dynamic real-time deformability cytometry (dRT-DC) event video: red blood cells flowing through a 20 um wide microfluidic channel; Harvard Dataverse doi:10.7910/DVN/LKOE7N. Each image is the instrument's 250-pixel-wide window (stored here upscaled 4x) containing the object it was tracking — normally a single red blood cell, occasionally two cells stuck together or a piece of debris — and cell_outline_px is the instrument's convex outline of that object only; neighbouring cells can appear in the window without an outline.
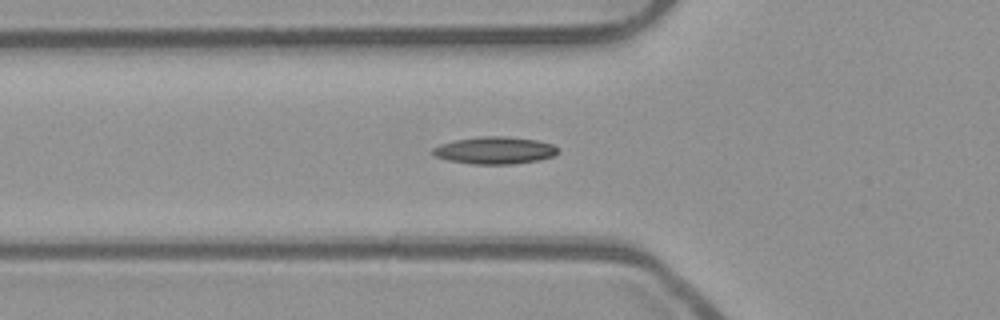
{"species": "common noctule bat (a hibernating species)", "species_latin": "Nyctalus noctula", "temperature_condition": "room temperature", "stored_images_in_passage": 48, "camera_frame_rate_fps": 3000, "um_per_image_px": 0.085, "animal": {"sex": "male", "body_mass_g": 23.1, "forearm_length_mm": 52.7}, "frame": {"image": 1, "passage_image": 14, "time_ms": 4.333, "image_size_px": [1000, 320], "cell_outline_px": [[560, 152], [552, 156], [540, 160], [512, 164], [472, 164], [448, 160], [432, 156], [432, 148], [440, 144], [456, 140], [484, 136], [504, 136], [536, 140], [552, 144]], "centroid_in_image_um": [42.03, 12.79], "position_along_channel_um": 83.8, "area_um2": 19.83}}
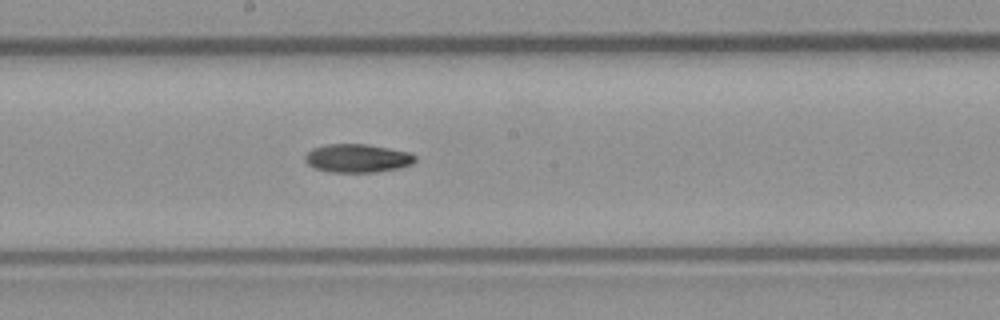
{"frame": {"image": 2, "passage_image": 24, "time_ms": 7.667, "image_size_px": [1000, 320], "cell_outline_px": [[416, 160], [412, 164], [396, 168], [376, 172], [328, 172], [316, 168], [308, 164], [304, 160], [304, 156], [312, 148], [328, 144], [364, 144], [388, 148], [408, 152], [416, 156]], "centroid_in_image_um": [30.35, 13.45], "position_along_channel_um": 217.8, "area_um2": 18.09}}
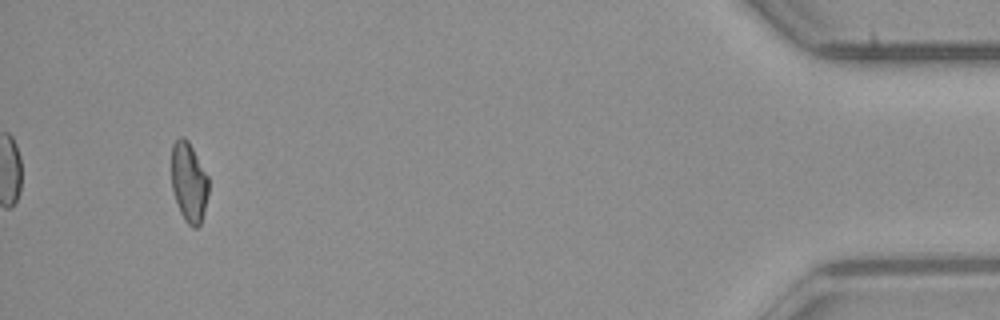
{"frame": {"image": 3, "passage_image": 45, "time_ms": 14.667, "image_size_px": [1000, 320], "cell_outline_px": [[208, 192], [200, 224], [196, 228], [192, 228], [184, 220], [180, 212], [172, 188], [172, 144], [180, 136], [184, 136], [188, 140], [208, 176]], "centroid_in_image_um": [16.04, 15.47], "position_along_channel_um": 419.2, "area_um2": 17.05}}